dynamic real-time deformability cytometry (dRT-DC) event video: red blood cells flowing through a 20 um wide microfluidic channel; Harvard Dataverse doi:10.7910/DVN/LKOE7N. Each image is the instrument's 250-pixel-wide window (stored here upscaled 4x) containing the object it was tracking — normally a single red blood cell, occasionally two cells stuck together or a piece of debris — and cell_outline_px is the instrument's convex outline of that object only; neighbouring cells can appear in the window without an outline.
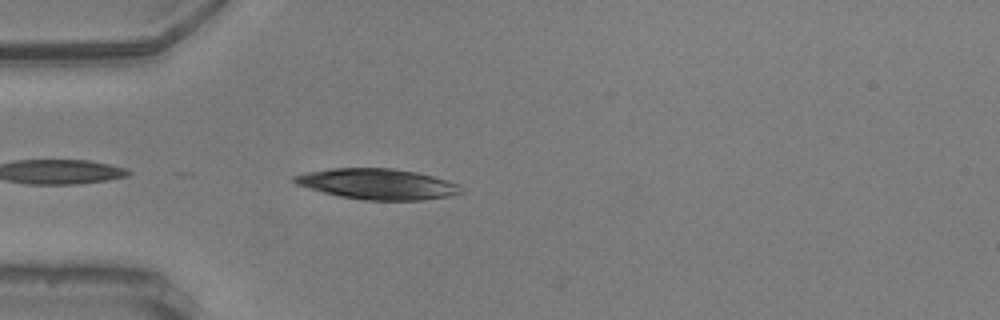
{"species": "common noctule bat (a hibernating species)", "species_latin": "Nyctalus noctula", "temperature_condition": "warm", "stored_images_in_passage": 3, "camera_frame_rate_fps": 3000, "um_per_image_px": 0.085, "animal": {"sex": "male", "body_mass_g": 20.5, "forearm_length_mm": 52.5}, "frame": {"image": 1, "passage_image": 2, "time_ms": 0.333, "image_size_px": [1000, 320], "cell_outline_px": [[464, 192], [452, 196], [420, 200], [364, 200], [340, 196], [308, 188], [296, 184], [292, 180], [292, 176], [308, 172], [332, 168], [392, 168], [416, 172], [432, 176], [456, 184]], "centroid_in_image_um": [32.07, 15.64], "position_along_channel_um": 52.9, "area_um2": 29.54}}